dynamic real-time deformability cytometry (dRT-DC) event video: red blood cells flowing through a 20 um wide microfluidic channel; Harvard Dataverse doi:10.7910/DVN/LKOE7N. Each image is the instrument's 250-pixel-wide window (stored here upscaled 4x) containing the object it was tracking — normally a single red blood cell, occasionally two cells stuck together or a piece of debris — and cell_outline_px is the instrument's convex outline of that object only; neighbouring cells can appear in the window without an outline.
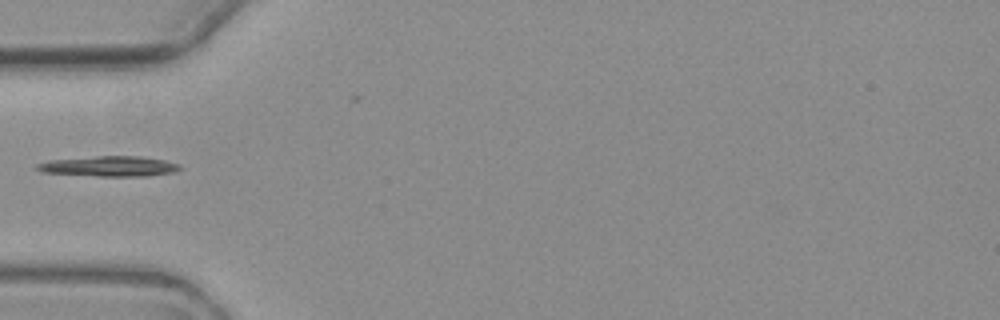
{"species": "common noctule bat (a hibernating species)", "species_latin": "Nyctalus noctula", "temperature_condition": "warm", "stored_images_in_passage": 2, "camera_frame_rate_fps": 3000, "um_per_image_px": 0.085, "animal": {"sex": "female", "body_mass_g": 19.3, "forearm_length_mm": 54.1}, "frame": {"image": 1, "passage_image": 2, "time_ms": 2.0, "image_size_px": [1000, 320], "cell_outline_px": [[184, 168], [176, 172], [148, 176], [100, 176], [44, 172], [36, 168], [36, 164], [48, 160], [96, 156], [140, 156], [164, 160], [180, 164]], "centroid_in_image_um": [9.36, 14.13], "position_along_channel_um": 75.6, "area_um2": 16.94}}